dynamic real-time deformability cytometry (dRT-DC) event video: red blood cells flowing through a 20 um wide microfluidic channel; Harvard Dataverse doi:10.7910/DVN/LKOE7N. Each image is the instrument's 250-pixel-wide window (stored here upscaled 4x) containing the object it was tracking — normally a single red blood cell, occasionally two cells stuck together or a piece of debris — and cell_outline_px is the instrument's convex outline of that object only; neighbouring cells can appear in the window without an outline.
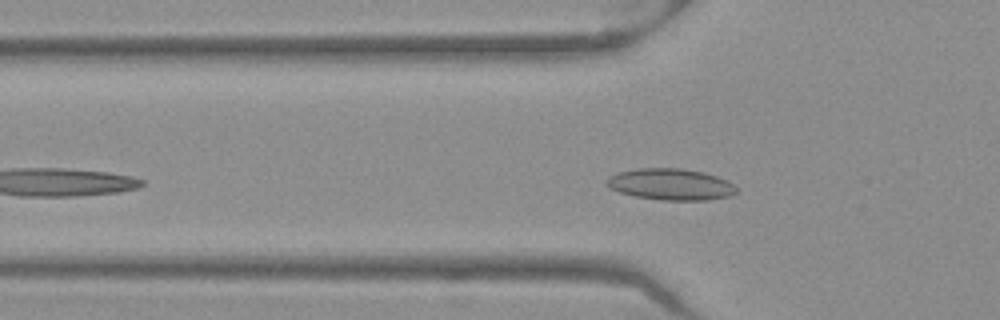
{"species": "Egyptian fruit bat (a non-hibernating species)", "species_latin": "Rousettus aegyptiacus", "temperature_condition": "warm", "stored_images_in_passage": 32, "camera_frame_rate_fps": 3000, "um_per_image_px": 0.085, "frame": {"image": 1, "passage_image": 8, "time_ms": 2.333, "image_size_px": [1000, 320], "cell_outline_px": [[736, 192], [732, 196], [708, 200], [660, 200], [636, 196], [620, 192], [604, 184], [608, 176], [620, 172], [636, 168], [680, 168], [704, 172], [728, 180], [736, 188]], "centroid_in_image_um": [57.02, 15.67], "position_along_channel_um": 68.8, "area_um2": 23.81}}
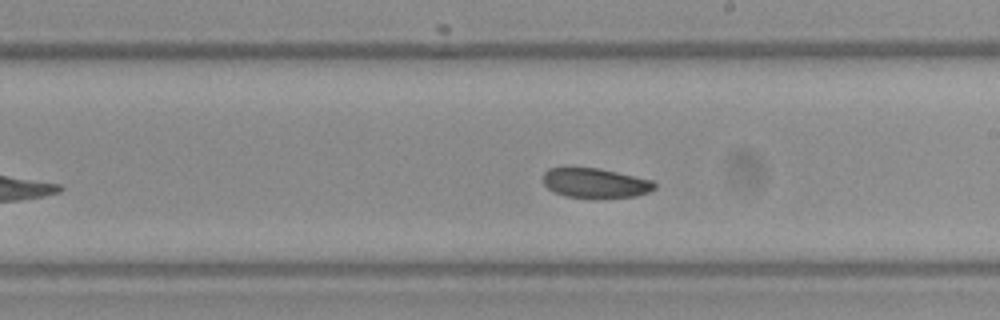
{"frame": {"image": 2, "passage_image": 21, "time_ms": 6.667, "image_size_px": [1000, 320], "cell_outline_px": [[656, 188], [648, 192], [636, 196], [592, 200], [564, 196], [548, 188], [544, 184], [544, 172], [548, 168], [564, 164], [600, 168], [652, 180], [656, 184]], "centroid_in_image_um": [50.54, 15.54], "position_along_channel_um": 238.5, "area_um2": 20.46}}
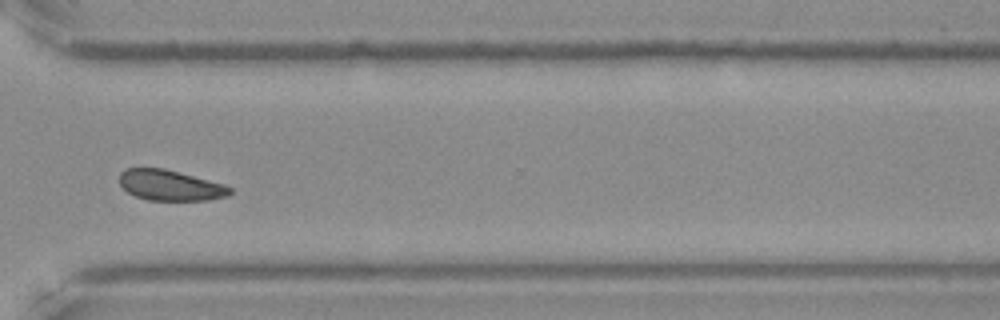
{"frame": {"image": 3, "passage_image": 30, "time_ms": 9.667, "image_size_px": [1000, 320], "cell_outline_px": [[232, 192], [228, 196], [208, 200], [148, 200], [136, 196], [128, 192], [120, 184], [120, 172], [124, 168], [164, 168], [224, 184], [232, 188]], "centroid_in_image_um": [14.47, 15.75], "position_along_channel_um": 356.1, "area_um2": 19.65}}